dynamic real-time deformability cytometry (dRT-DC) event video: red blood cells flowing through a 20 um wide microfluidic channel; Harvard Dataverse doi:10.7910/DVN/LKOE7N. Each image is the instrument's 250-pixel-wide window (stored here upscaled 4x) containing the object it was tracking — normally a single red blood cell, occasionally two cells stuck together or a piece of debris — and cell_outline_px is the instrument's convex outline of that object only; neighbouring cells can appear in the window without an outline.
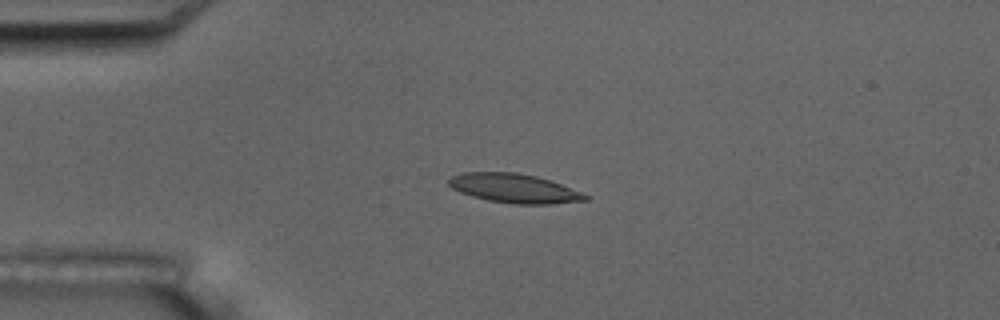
{"species": "common noctule bat (a hibernating species)", "species_latin": "Nyctalus noctula", "temperature_condition": "room temperature", "stored_images_in_passage": 5, "camera_frame_rate_fps": 3000, "um_per_image_px": 0.085, "animal": {"sex": "male", "body_mass_g": 17.5, "forearm_length_mm": 52.3}, "frame": {"image": 1, "passage_image": 4, "time_ms": 3.667, "image_size_px": [1000, 320], "cell_outline_px": [[588, 200], [548, 204], [512, 204], [488, 200], [472, 196], [460, 192], [452, 188], [448, 184], [448, 180], [452, 176], [464, 172], [516, 172], [536, 176], [560, 184], [580, 192], [588, 196]], "centroid_in_image_um": [43.67, 16.01], "position_along_channel_um": 41.3, "area_um2": 22.95}}